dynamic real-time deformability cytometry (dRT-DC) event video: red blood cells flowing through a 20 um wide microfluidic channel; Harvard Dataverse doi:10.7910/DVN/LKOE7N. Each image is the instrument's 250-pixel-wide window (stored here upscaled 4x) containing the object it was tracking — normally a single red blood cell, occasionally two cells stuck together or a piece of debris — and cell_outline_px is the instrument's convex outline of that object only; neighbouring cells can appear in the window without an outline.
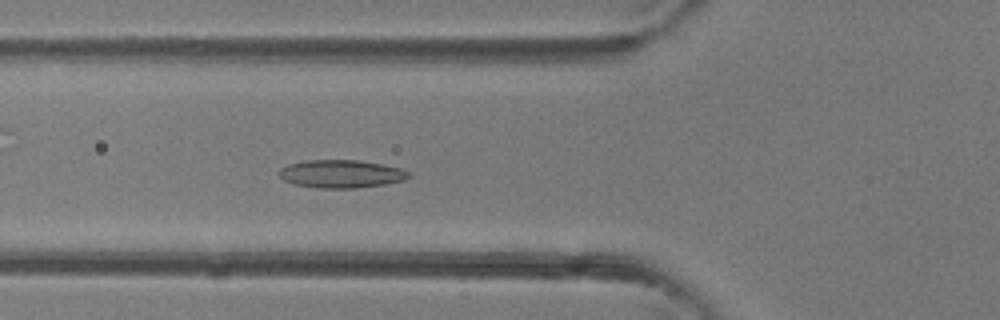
{"species": "common noctule bat (a hibernating species)", "species_latin": "Nyctalus noctula", "temperature_condition": "room temperature", "stored_images_in_passage": 35, "camera_frame_rate_fps": 3000, "um_per_image_px": 0.085, "animal": {"sex": "female"}, "frame": {"image": 1, "passage_image": 14, "time_ms": 4.333, "image_size_px": [1000, 320], "cell_outline_px": [[412, 176], [404, 180], [384, 184], [356, 188], [320, 188], [296, 184], [284, 180], [276, 172], [280, 168], [288, 164], [308, 160], [360, 160], [400, 168], [408, 172]], "centroid_in_image_um": [28.98, 14.77], "position_along_channel_um": 96.8, "area_um2": 21.04}}
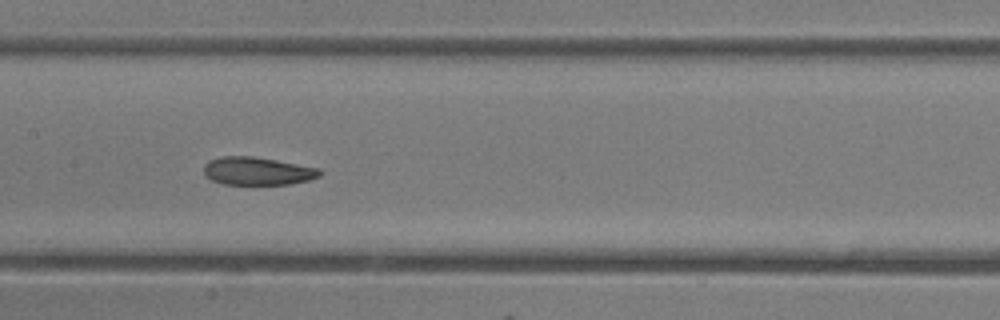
{"frame": {"image": 2, "passage_image": 20, "time_ms": 6.333, "image_size_px": [1000, 320], "cell_outline_px": [[324, 172], [320, 176], [308, 180], [292, 184], [224, 184], [212, 180], [204, 176], [204, 164], [208, 160], [224, 156], [252, 156], [276, 160], [320, 168]], "centroid_in_image_um": [21.89, 14.54], "position_along_channel_um": 185.5, "area_um2": 19.02}}
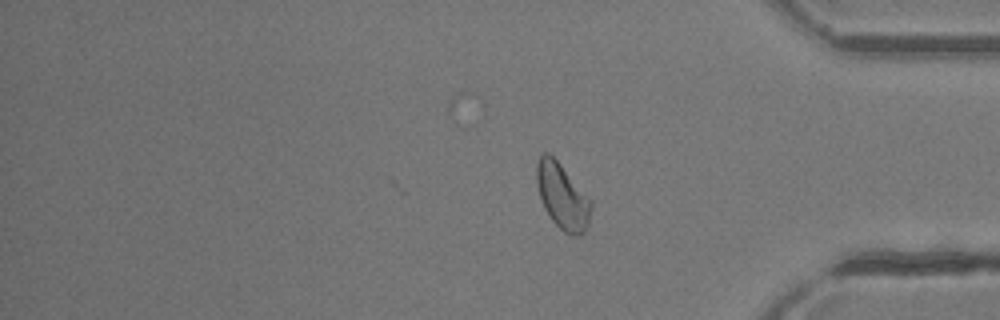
{"frame": {"image": 3, "passage_image": 35, "time_ms": 11.333, "image_size_px": [1000, 320], "cell_outline_px": [[592, 208], [588, 224], [584, 232], [580, 236], [576, 236], [564, 232], [552, 220], [544, 208], [540, 196], [536, 180], [536, 164], [540, 156], [544, 152], [548, 152], [560, 164], [592, 200]], "centroid_in_image_um": [47.81, 16.69], "position_along_channel_um": 387.4, "area_um2": 20.69}}